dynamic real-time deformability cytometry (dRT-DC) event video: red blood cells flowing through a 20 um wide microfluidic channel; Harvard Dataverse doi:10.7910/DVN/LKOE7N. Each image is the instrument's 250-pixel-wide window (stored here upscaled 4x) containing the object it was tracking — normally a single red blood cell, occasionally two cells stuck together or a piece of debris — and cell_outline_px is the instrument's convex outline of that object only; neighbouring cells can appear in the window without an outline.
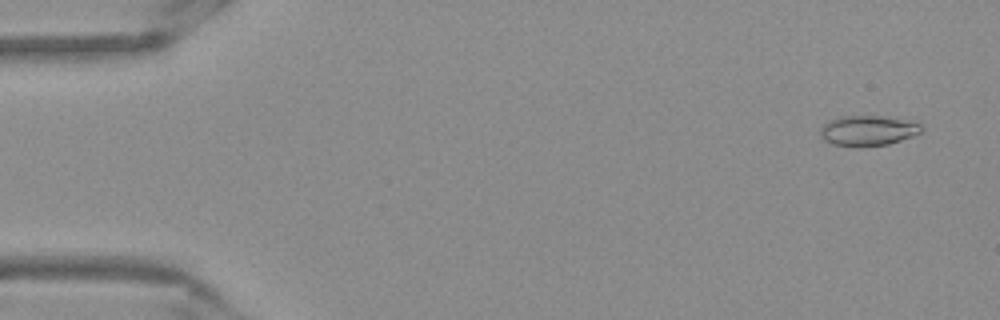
{"species": "Egyptian fruit bat (a non-hibernating species)", "species_latin": "Rousettus aegyptiacus", "temperature_condition": "warm", "stored_images_in_passage": 53, "camera_frame_rate_fps": 3000, "um_per_image_px": 0.085, "frame": {"image": 1, "passage_image": 3, "time_ms": 0.667, "image_size_px": [1000, 320], "cell_outline_px": [[924, 128], [920, 132], [912, 136], [888, 144], [860, 148], [856, 148], [832, 144], [824, 140], [820, 136], [820, 128], [828, 120], [840, 116], [880, 116], [920, 124]], "centroid_in_image_um": [73.69, 11.13], "position_along_channel_um": 11.3, "area_um2": 17.86}}
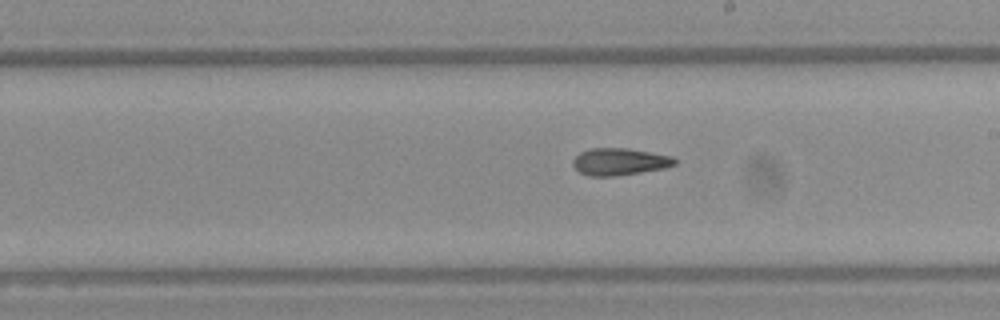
{"frame": {"image": 2, "passage_image": 30, "time_ms": 9.667, "image_size_px": [1000, 320], "cell_outline_px": [[676, 164], [664, 168], [616, 176], [588, 176], [580, 172], [572, 164], [572, 160], [580, 152], [588, 148], [628, 148], [672, 156], [676, 160]], "centroid_in_image_um": [52.64, 13.74], "position_along_channel_um": 236.4, "area_um2": 16.07}}
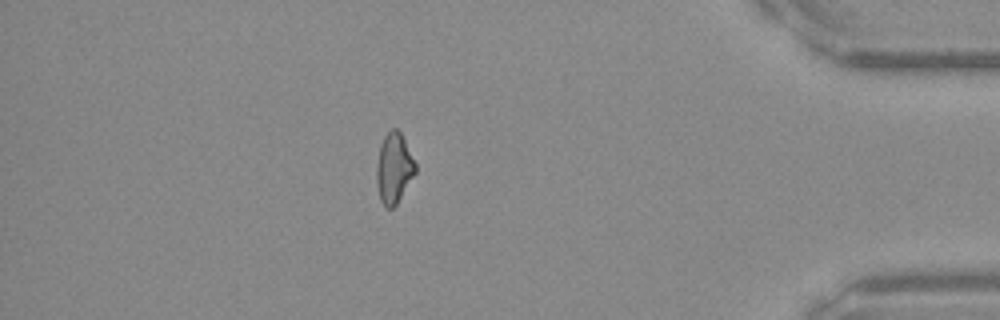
{"frame": {"image": 3, "passage_image": 46, "time_ms": 15.0, "image_size_px": [1000, 320], "cell_outline_px": [[416, 172], [396, 204], [392, 208], [388, 208], [380, 200], [376, 180], [376, 164], [380, 144], [384, 136], [392, 128], [396, 128], [400, 132], [416, 164]], "centroid_in_image_um": [33.47, 14.28], "position_along_channel_um": 401.7, "area_um2": 15.72}, "authors_computed_cell_mechanics": {"area_um2": 16.3574, "velocity_mm_per_s": 3.8934, "shape_relaxation_time_tau1_ms": null, "shape_relaxation_time_tau2_ms": 3.7838, "deformation_change_tau1": null, "deformation_change_tau2": 0.1157}}